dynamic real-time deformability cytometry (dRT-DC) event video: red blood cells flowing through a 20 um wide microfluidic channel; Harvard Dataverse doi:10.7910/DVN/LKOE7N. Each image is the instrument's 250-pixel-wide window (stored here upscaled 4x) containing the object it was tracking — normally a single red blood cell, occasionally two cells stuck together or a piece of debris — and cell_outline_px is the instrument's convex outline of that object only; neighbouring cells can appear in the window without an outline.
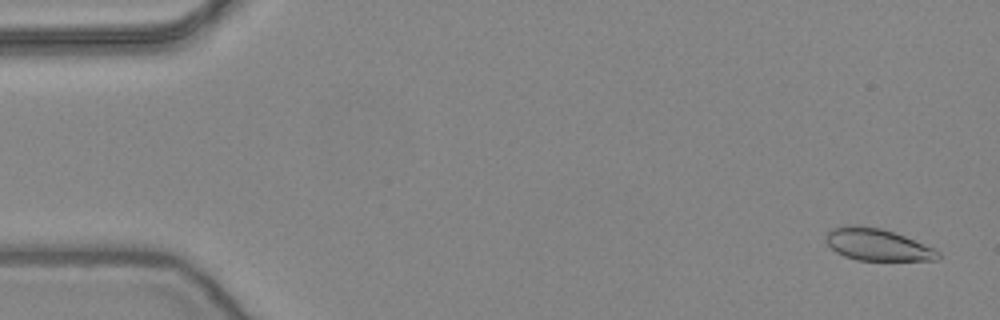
{"species": "common noctule bat (a hibernating species)", "species_latin": "Nyctalus noctula", "temperature_condition": "warm", "stored_images_in_passage": 52, "camera_frame_rate_fps": 3000, "um_per_image_px": 0.085, "animal": {"sex": "female", "body_mass_g": 24.6, "forearm_length_mm": 56.2}, "frame": {"image": 1, "passage_image": 2, "time_ms": 0.333, "image_size_px": [1000, 320], "cell_outline_px": [[940, 256], [936, 260], [856, 260], [844, 256], [836, 252], [828, 244], [824, 236], [832, 228], [852, 224], [880, 228], [904, 236], [932, 248], [940, 252]], "centroid_in_image_um": [74.53, 20.79], "position_along_channel_um": 10.5, "area_um2": 20.63}}
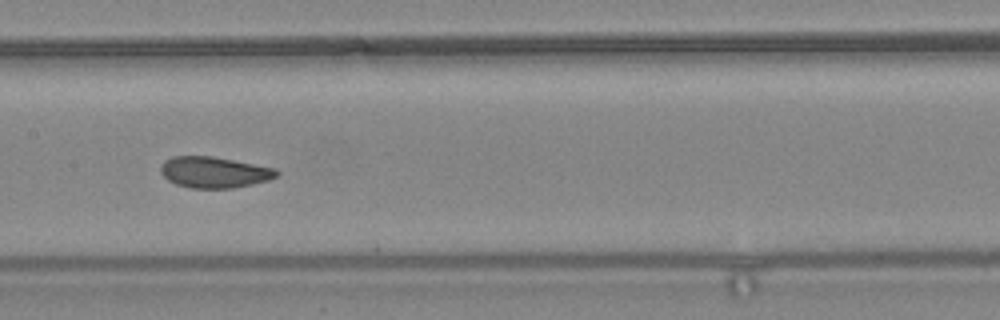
{"frame": {"image": 2, "passage_image": 26, "time_ms": 8.333, "image_size_px": [1000, 320], "cell_outline_px": [[280, 172], [276, 176], [268, 180], [252, 184], [232, 188], [192, 188], [176, 184], [168, 180], [160, 172], [160, 168], [164, 160], [172, 156], [212, 156], [276, 168]], "centroid_in_image_um": [18.2, 14.63], "position_along_channel_um": 189.2, "area_um2": 20.98}}
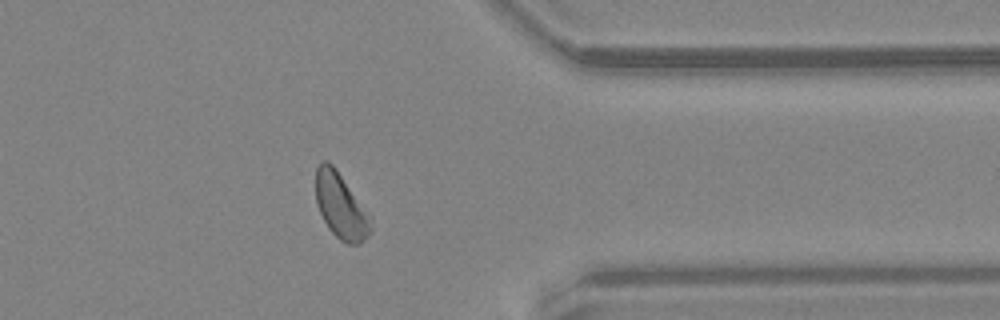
{"frame": {"image": 3, "passage_image": 42, "time_ms": 13.667, "image_size_px": [1000, 320], "cell_outline_px": [[372, 232], [360, 244], [348, 244], [340, 240], [328, 228], [316, 204], [316, 168], [320, 160], [328, 160], [336, 168], [372, 216]], "centroid_in_image_um": [28.99, 17.5], "position_along_channel_um": 382.4, "area_um2": 21.39}, "authors_computed_cell_mechanics": {"area_um2": 21.4438, "velocity_mm_per_s": 3.8714, "shape_relaxation_time_tau1_ms": 5.7704, "shape_relaxation_time_tau2_ms": 1.2533, "deformation_change_tau1": 0.1074, "deformation_change_tau2": 0.0447}}